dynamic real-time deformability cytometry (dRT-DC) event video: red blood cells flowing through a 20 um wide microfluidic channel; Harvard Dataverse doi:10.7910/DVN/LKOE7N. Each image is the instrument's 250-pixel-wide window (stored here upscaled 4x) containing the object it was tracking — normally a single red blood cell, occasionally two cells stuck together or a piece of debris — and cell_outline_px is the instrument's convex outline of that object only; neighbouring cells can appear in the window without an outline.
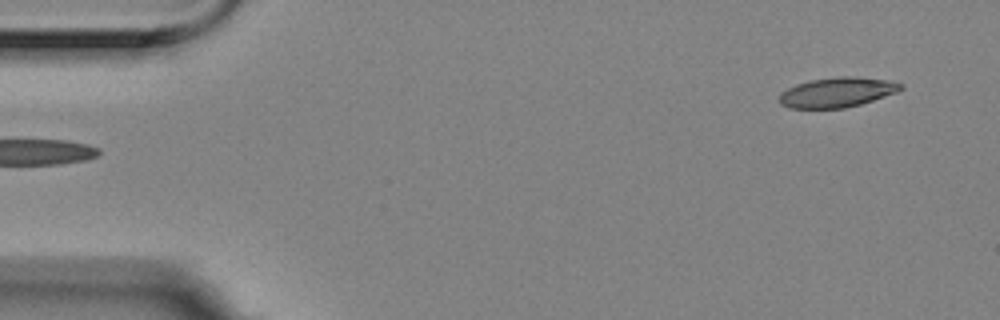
{"species": "Egyptian fruit bat (a non-hibernating species)", "species_latin": "Rousettus aegyptiacus", "temperature_condition": "room temperature", "stored_images_in_passage": 4, "segment_of_instrument_passage": [2, 2], "camera_frame_rate_fps": 3000, "um_per_image_px": 0.085, "animal": {"sex": "female"}, "frame": {"image": 1, "passage_image": 4, "time_ms": 1.0, "image_size_px": [1000, 320], "cell_outline_px": [[904, 88], [896, 92], [860, 104], [844, 108], [788, 108], [780, 104], [780, 92], [796, 84], [812, 80], [840, 76], [856, 76], [884, 80], [904, 84]], "centroid_in_image_um": [71.13, 7.85], "position_along_channel_um": 13.9, "area_um2": 20.92}}